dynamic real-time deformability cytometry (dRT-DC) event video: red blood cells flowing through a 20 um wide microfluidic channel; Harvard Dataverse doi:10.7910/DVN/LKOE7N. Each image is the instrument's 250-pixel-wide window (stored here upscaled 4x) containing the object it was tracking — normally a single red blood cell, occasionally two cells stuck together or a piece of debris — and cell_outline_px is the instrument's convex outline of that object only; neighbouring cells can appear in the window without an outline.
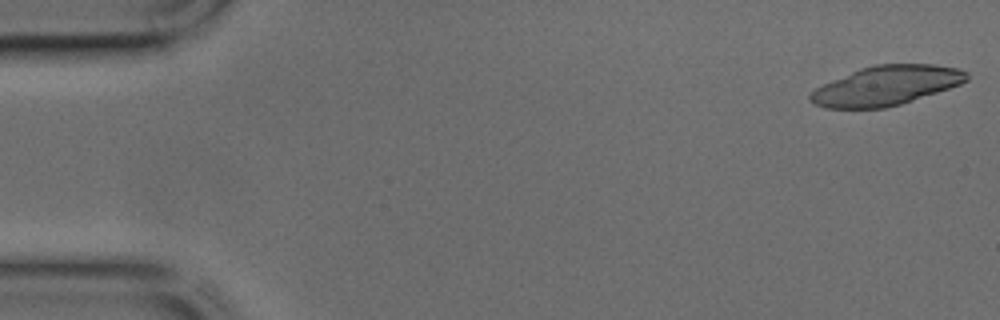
{"species": "common noctule bat (a hibernating species)", "species_latin": "Nyctalus noctula", "temperature_condition": "cold", "stored_images_in_passage": 19, "camera_frame_rate_fps": 3000, "um_per_image_px": 0.085, "animal": {"sex": "male", "body_mass_g": 17.9, "forearm_length_mm": 54.2}, "frame": {"image": 1, "passage_image": 1, "time_ms": 0.0, "image_size_px": [1000, 320], "cell_outline_px": [[968, 80], [960, 84], [900, 104], [884, 108], [824, 108], [808, 100], [808, 96], [816, 88], [824, 84], [860, 68], [876, 64], [936, 64], [956, 68], [968, 72]], "centroid_in_image_um": [75.32, 7.27], "position_along_channel_um": 9.7, "area_um2": 35.55}}